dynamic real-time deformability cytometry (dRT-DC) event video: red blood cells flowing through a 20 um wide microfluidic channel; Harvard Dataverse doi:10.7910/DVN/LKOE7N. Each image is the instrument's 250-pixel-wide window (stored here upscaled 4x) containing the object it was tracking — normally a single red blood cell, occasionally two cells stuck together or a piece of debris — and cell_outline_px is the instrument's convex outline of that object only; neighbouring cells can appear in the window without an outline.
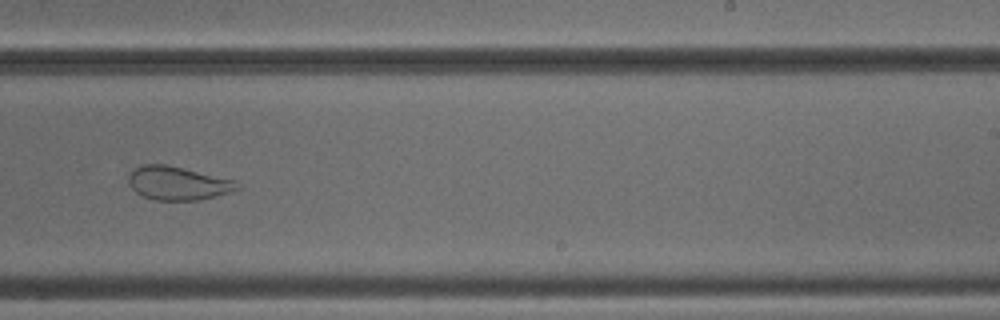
{"species": "common noctule bat (a hibernating species)", "species_latin": "Nyctalus noctula", "temperature_condition": "cold", "stored_images_in_passage": 52, "camera_frame_rate_fps": 3000, "um_per_image_px": 0.085, "animal": {"sex": "male", "body_mass_g": 18.8}, "frame": {"image": 1, "passage_image": 33, "time_ms": 10.667, "image_size_px": [1000, 320], "cell_outline_px": [[244, 188], [216, 196], [196, 200], [156, 200], [144, 196], [136, 192], [128, 184], [128, 176], [136, 168], [144, 164], [164, 164], [184, 168], [236, 180]], "centroid_in_image_um": [15.17, 15.57], "position_along_channel_um": 273.8, "area_um2": 21.27}}
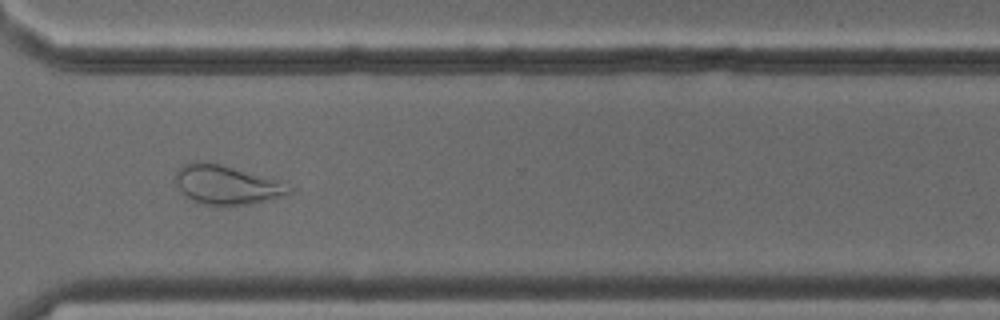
{"frame": {"image": 2, "passage_image": 39, "time_ms": 12.667, "image_size_px": [1000, 320], "cell_outline_px": [[292, 192], [272, 200], [248, 204], [204, 204], [192, 200], [180, 188], [176, 180], [176, 168], [184, 164], [196, 160], [220, 164], [284, 180], [292, 188]], "centroid_in_image_um": [19.35, 15.68], "position_along_channel_um": 351.3, "area_um2": 25.95}}
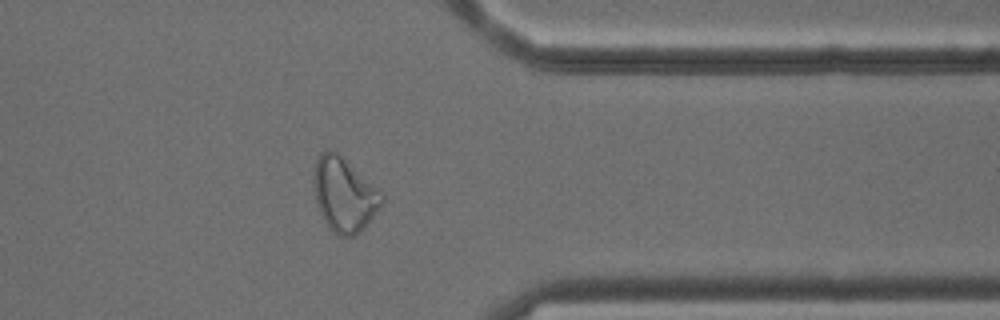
{"frame": {"image": 3, "passage_image": 42, "time_ms": 13.667, "image_size_px": [1000, 320], "cell_outline_px": [[384, 204], [364, 228], [360, 232], [352, 236], [340, 236], [324, 220], [320, 212], [316, 200], [312, 180], [316, 160], [320, 152], [324, 148], [328, 148], [336, 152], [380, 192], [384, 196]], "centroid_in_image_um": [29.24, 16.54], "position_along_channel_um": 382.2, "area_um2": 28.9}}